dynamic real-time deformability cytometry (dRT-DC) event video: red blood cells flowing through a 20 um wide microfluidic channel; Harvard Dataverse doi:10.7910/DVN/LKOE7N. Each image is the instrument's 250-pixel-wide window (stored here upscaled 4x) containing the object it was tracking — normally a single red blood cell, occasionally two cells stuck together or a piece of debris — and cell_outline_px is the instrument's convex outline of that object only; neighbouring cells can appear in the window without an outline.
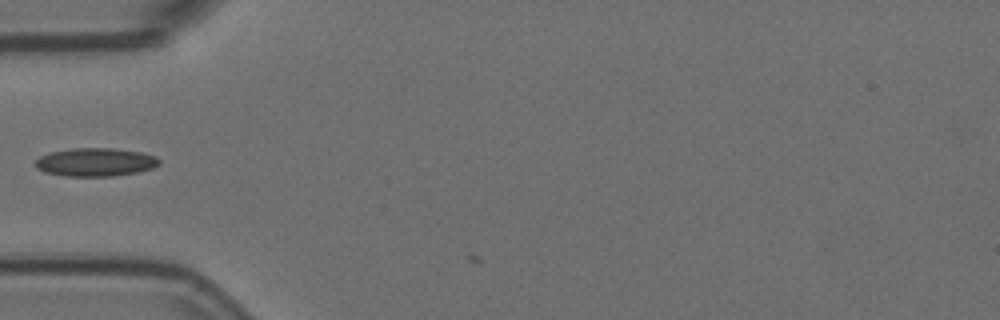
{"species": "Egyptian fruit bat (a non-hibernating species)", "species_latin": "Rousettus aegyptiacus", "temperature_condition": "room temperature", "stored_images_in_passage": 4, "camera_frame_rate_fps": 3000, "um_per_image_px": 0.085, "animal": {"sex": "female"}, "frame": {"image": 1, "passage_image": 3, "time_ms": 0.667, "image_size_px": [1000, 320], "cell_outline_px": [[160, 164], [152, 168], [136, 172], [112, 176], [64, 176], [44, 172], [36, 168], [36, 160], [40, 156], [52, 152], [76, 148], [112, 148], [140, 152], [156, 156], [160, 160]], "centroid_in_image_um": [8.12, 13.78], "position_along_channel_um": 76.9, "area_um2": 20.29}}